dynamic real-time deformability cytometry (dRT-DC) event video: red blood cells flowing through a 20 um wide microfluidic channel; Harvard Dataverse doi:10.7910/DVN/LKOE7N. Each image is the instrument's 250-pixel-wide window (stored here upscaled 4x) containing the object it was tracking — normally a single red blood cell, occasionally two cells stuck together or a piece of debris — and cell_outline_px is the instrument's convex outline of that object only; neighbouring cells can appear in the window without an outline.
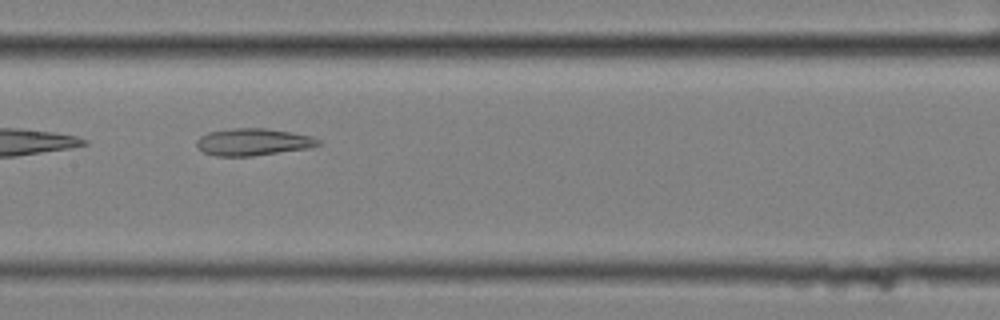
{"species": "common noctule bat (a hibernating species)", "species_latin": "Nyctalus noctula", "temperature_condition": "cold", "stored_images_in_passage": 14, "camera_frame_rate_fps": 3000, "um_per_image_px": 0.085, "animal": {"sex": "female", "body_mass_g": 25.1}, "frame": {"image": 1, "passage_image": 7, "time_ms": 2.0, "image_size_px": [1000, 320], "cell_outline_px": [[320, 144], [308, 148], [252, 156], [216, 156], [204, 152], [196, 144], [196, 140], [200, 136], [208, 132], [232, 128], [268, 128], [292, 132], [312, 136], [320, 140]], "centroid_in_image_um": [21.51, 12.06], "position_along_channel_um": 185.9, "area_um2": 19.19}}
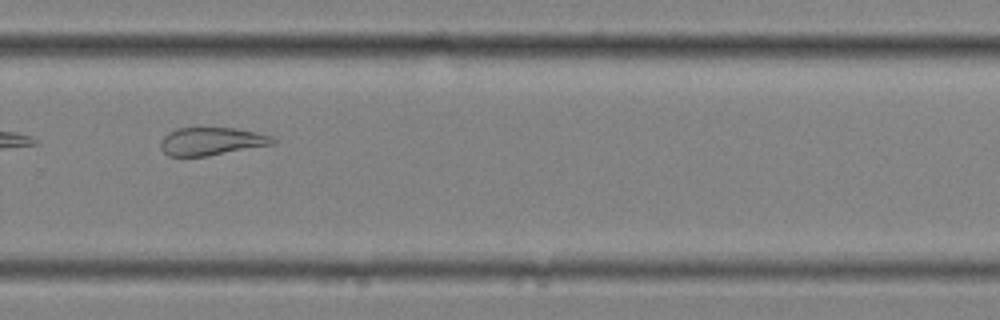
{"frame": {"image": 2, "passage_image": 10, "time_ms": 3.0, "image_size_px": [1000, 320], "cell_outline_px": [[276, 144], [208, 156], [168, 156], [160, 148], [160, 140], [168, 132], [176, 128], [236, 128], [256, 132], [272, 136], [276, 140]], "centroid_in_image_um": [17.98, 12.01], "position_along_channel_um": 311.8, "area_um2": 18.44}}
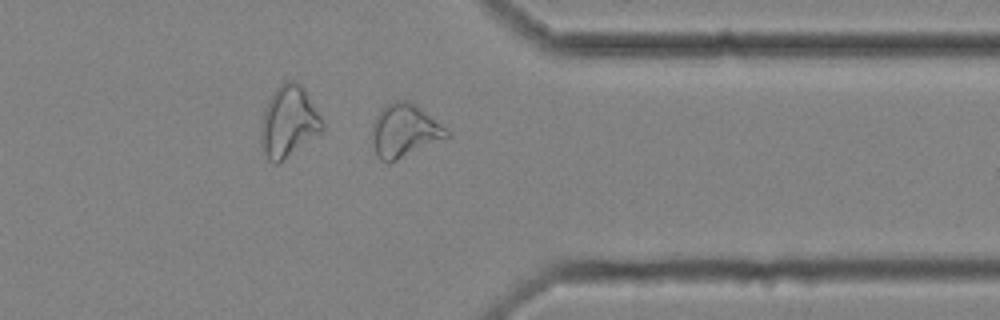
{"frame": {"image": 3, "passage_image": 12, "time_ms": 3.667, "image_size_px": [1000, 320], "cell_outline_px": [[448, 136], [388, 164], [380, 160], [376, 156], [372, 144], [372, 124], [380, 108], [396, 100], [408, 100], [420, 108], [444, 128], [448, 132]], "centroid_in_image_um": [34.28, 11.12], "position_along_channel_um": 377.1, "area_um2": 22.66}}